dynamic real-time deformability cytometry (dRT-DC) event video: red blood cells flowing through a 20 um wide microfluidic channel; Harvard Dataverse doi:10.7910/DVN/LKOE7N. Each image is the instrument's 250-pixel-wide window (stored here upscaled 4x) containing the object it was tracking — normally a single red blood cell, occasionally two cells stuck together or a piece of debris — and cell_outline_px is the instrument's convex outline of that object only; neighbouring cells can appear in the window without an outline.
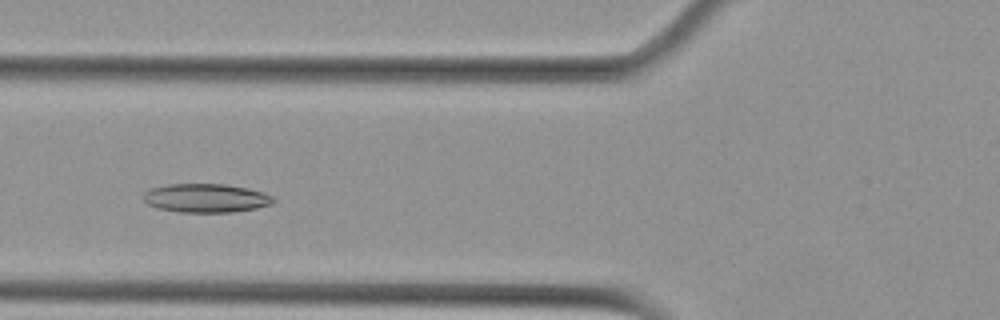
{"species": "Egyptian fruit bat (a non-hibernating species)", "species_latin": "Rousettus aegyptiacus", "temperature_condition": "cold", "stored_images_in_passage": 51, "camera_frame_rate_fps": 3000, "um_per_image_px": 0.085, "animal": {"sex": "female"}, "frame": {"image": 1, "passage_image": 16, "time_ms": 5.0, "image_size_px": [1000, 320], "cell_outline_px": [[276, 200], [272, 204], [256, 208], [232, 212], [176, 212], [156, 208], [148, 204], [144, 200], [144, 192], [152, 188], [168, 184], [224, 184], [248, 188], [264, 192], [272, 196]], "centroid_in_image_um": [17.52, 16.84], "position_along_channel_um": 108.3, "area_um2": 21.85}}
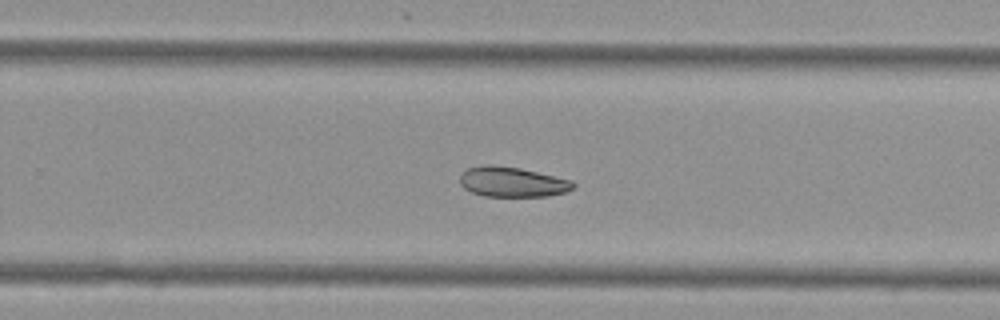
{"frame": {"image": 2, "passage_image": 31, "time_ms": 10.0, "image_size_px": [1000, 320], "cell_outline_px": [[576, 184], [572, 188], [564, 192], [548, 196], [484, 196], [472, 192], [464, 188], [460, 184], [460, 176], [468, 168], [484, 164], [492, 164], [520, 168], [572, 180]], "centroid_in_image_um": [43.52, 15.46], "position_along_channel_um": 286.3, "area_um2": 19.77}}
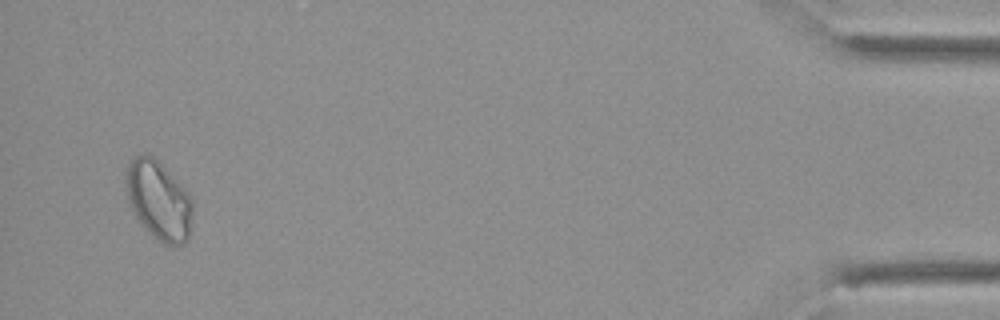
{"frame": {"image": 3, "passage_image": 49, "time_ms": 16.0, "image_size_px": [1000, 320], "cell_outline_px": [[192, 216], [188, 240], [184, 244], [164, 244], [152, 236], [144, 228], [132, 212], [128, 204], [124, 180], [124, 172], [128, 164], [140, 152], [144, 152], [152, 156], [192, 196]], "centroid_in_image_um": [13.45, 17.02], "position_along_channel_um": 421.8, "area_um2": 30.98}}